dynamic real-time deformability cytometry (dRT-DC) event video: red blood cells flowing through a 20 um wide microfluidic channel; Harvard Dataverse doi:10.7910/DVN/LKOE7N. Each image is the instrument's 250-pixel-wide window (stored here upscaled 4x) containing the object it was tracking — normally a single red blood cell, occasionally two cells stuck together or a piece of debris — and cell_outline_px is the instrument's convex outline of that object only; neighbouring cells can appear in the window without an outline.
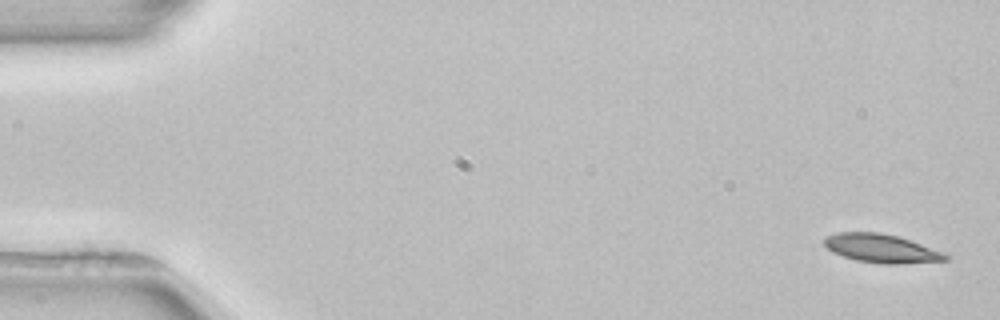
{"species": "common noctule bat (a hibernating species)", "species_latin": "Nyctalus noctula", "temperature_condition": "room temperature", "stored_images_in_passage": 4, "camera_frame_rate_fps": 3000, "um_per_image_px": 0.085, "animal": {"sex": "female", "body_mass_g": 22.7, "forearm_length_mm": 54.2}, "frame": {"image": 1, "passage_image": 1, "time_ms": 0.0, "image_size_px": [1000, 320], "cell_outline_px": [[948, 260], [904, 264], [884, 264], [856, 260], [832, 252], [824, 244], [824, 236], [836, 232], [880, 232], [896, 236], [920, 244], [940, 252], [948, 256]], "centroid_in_image_um": [74.85, 21.11], "position_along_channel_um": 10.2, "area_um2": 19.94}}
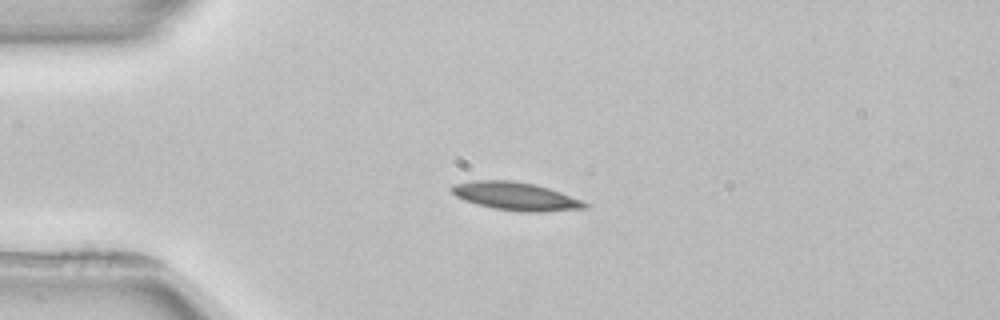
{"frame": {"image": 2, "passage_image": 3, "time_ms": 3.667, "image_size_px": [1000, 320], "cell_outline_px": [[588, 208], [544, 212], [520, 212], [492, 208], [476, 204], [464, 200], [456, 196], [448, 188], [452, 184], [472, 180], [512, 180], [536, 184], [584, 200], [588, 204]], "centroid_in_image_um": [43.83, 16.68], "position_along_channel_um": 41.2, "area_um2": 22.2}}